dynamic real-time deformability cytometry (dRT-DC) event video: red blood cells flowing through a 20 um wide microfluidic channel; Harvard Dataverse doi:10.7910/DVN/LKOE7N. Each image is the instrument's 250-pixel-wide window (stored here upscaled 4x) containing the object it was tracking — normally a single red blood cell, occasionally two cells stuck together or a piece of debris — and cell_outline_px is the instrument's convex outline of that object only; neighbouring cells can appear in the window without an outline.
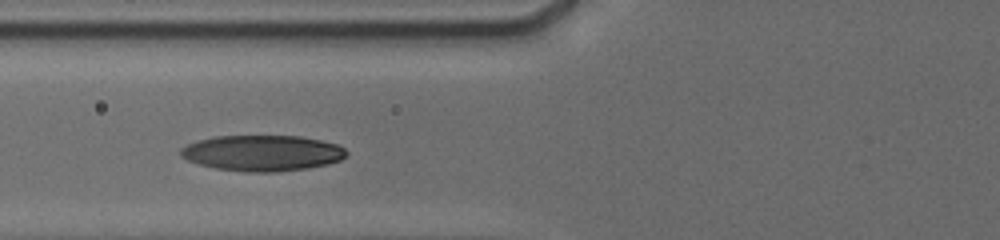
{"species": "human", "species_latin": "Homo sapiens", "temperature_condition": "cold", "stored_images_in_passage": 19, "camera_frame_rate_fps": 3000, "um_per_image_px": 0.085, "donor": {"sex": "male"}, "frame": {"image": 1, "passage_image": 4, "time_ms": 2.667, "image_size_px": [1000, 240], "cell_outline_px": [[348, 156], [340, 160], [328, 164], [308, 168], [276, 172], [244, 172], [216, 168], [200, 164], [188, 160], [180, 156], [180, 148], [188, 144], [212, 136], [300, 136], [320, 140], [336, 144], [344, 148], [348, 152]], "centroid_in_image_um": [22.31, 13.01], "position_along_channel_um": 103.5, "area_um2": 34.68}}
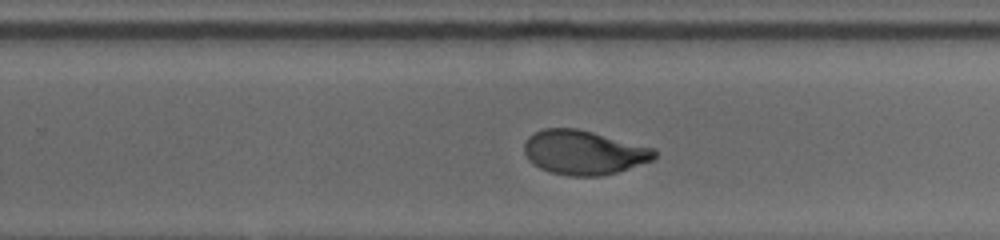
{"frame": {"image": 2, "passage_image": 13, "time_ms": 7.333, "image_size_px": [1000, 240], "cell_outline_px": [[656, 156], [652, 160], [616, 172], [600, 176], [568, 176], [548, 172], [532, 164], [528, 160], [524, 152], [524, 144], [528, 136], [544, 128], [576, 128], [656, 148]], "centroid_in_image_um": [49.59, 12.96], "position_along_channel_um": 280.2, "area_um2": 33.64}}
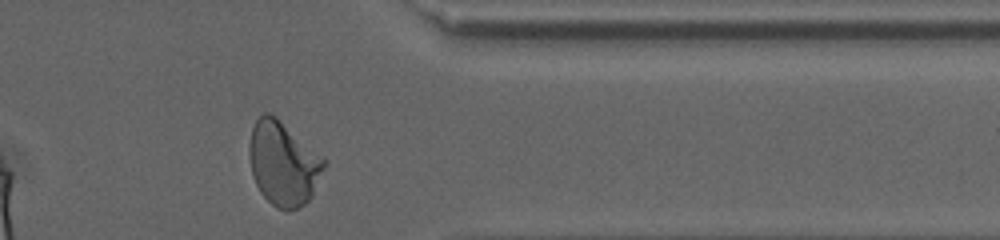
{"frame": {"image": 3, "passage_image": 19, "time_ms": 10.333, "image_size_px": [1000, 240], "cell_outline_px": [[328, 164], [312, 196], [304, 204], [288, 212], [276, 208], [260, 192], [252, 176], [248, 152], [248, 148], [252, 128], [256, 120], [264, 112], [268, 112], [276, 116], [324, 156], [328, 160]], "centroid_in_image_um": [24.11, 13.89], "position_along_channel_um": 387.3, "area_um2": 37.28}, "authors_computed_cell_mechanics": {"area_um2": 33.6396, "velocity_mm_per_s": 3.7864, "shape_relaxation_time_tau1_ms": 4.4682, "shape_relaxation_time_tau2_ms": 1.1517, "deformation_change_tau1": 0.1801, "deformation_change_tau2": 0.0535}}